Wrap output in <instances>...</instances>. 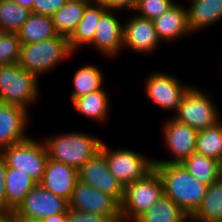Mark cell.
<instances>
[{
	"label": "cell",
	"instance_id": "1",
	"mask_svg": "<svg viewBox=\"0 0 222 222\" xmlns=\"http://www.w3.org/2000/svg\"><path fill=\"white\" fill-rule=\"evenodd\" d=\"M154 168L162 179L164 196L191 217L201 205L208 185L192 176L182 163H154Z\"/></svg>",
	"mask_w": 222,
	"mask_h": 222
},
{
	"label": "cell",
	"instance_id": "3",
	"mask_svg": "<svg viewBox=\"0 0 222 222\" xmlns=\"http://www.w3.org/2000/svg\"><path fill=\"white\" fill-rule=\"evenodd\" d=\"M68 38L56 35L53 38L32 44H21L18 64L29 73L46 75L62 61L73 56Z\"/></svg>",
	"mask_w": 222,
	"mask_h": 222
},
{
	"label": "cell",
	"instance_id": "36",
	"mask_svg": "<svg viewBox=\"0 0 222 222\" xmlns=\"http://www.w3.org/2000/svg\"><path fill=\"white\" fill-rule=\"evenodd\" d=\"M6 172L7 164L0 154V214H7V198H6Z\"/></svg>",
	"mask_w": 222,
	"mask_h": 222
},
{
	"label": "cell",
	"instance_id": "18",
	"mask_svg": "<svg viewBox=\"0 0 222 222\" xmlns=\"http://www.w3.org/2000/svg\"><path fill=\"white\" fill-rule=\"evenodd\" d=\"M161 43H172L192 34L187 19V9L176 2L166 13L153 20Z\"/></svg>",
	"mask_w": 222,
	"mask_h": 222
},
{
	"label": "cell",
	"instance_id": "22",
	"mask_svg": "<svg viewBox=\"0 0 222 222\" xmlns=\"http://www.w3.org/2000/svg\"><path fill=\"white\" fill-rule=\"evenodd\" d=\"M38 183L29 175L23 173L19 169L7 167L6 172V198H7V214L16 211L17 208L23 203L25 196L37 185Z\"/></svg>",
	"mask_w": 222,
	"mask_h": 222
},
{
	"label": "cell",
	"instance_id": "6",
	"mask_svg": "<svg viewBox=\"0 0 222 222\" xmlns=\"http://www.w3.org/2000/svg\"><path fill=\"white\" fill-rule=\"evenodd\" d=\"M199 88L192 84L182 97L178 111L172 115L177 121L196 131L204 130L222 120L215 100Z\"/></svg>",
	"mask_w": 222,
	"mask_h": 222
},
{
	"label": "cell",
	"instance_id": "11",
	"mask_svg": "<svg viewBox=\"0 0 222 222\" xmlns=\"http://www.w3.org/2000/svg\"><path fill=\"white\" fill-rule=\"evenodd\" d=\"M69 209L99 213L112 217L116 222H122L120 204L113 197L80 180L76 182L72 198L69 201Z\"/></svg>",
	"mask_w": 222,
	"mask_h": 222
},
{
	"label": "cell",
	"instance_id": "25",
	"mask_svg": "<svg viewBox=\"0 0 222 222\" xmlns=\"http://www.w3.org/2000/svg\"><path fill=\"white\" fill-rule=\"evenodd\" d=\"M21 44H32L57 35L52 17L31 13L18 32Z\"/></svg>",
	"mask_w": 222,
	"mask_h": 222
},
{
	"label": "cell",
	"instance_id": "19",
	"mask_svg": "<svg viewBox=\"0 0 222 222\" xmlns=\"http://www.w3.org/2000/svg\"><path fill=\"white\" fill-rule=\"evenodd\" d=\"M188 6L187 19L192 35L222 21V0H190Z\"/></svg>",
	"mask_w": 222,
	"mask_h": 222
},
{
	"label": "cell",
	"instance_id": "31",
	"mask_svg": "<svg viewBox=\"0 0 222 222\" xmlns=\"http://www.w3.org/2000/svg\"><path fill=\"white\" fill-rule=\"evenodd\" d=\"M21 40L18 33L0 32V66L18 63Z\"/></svg>",
	"mask_w": 222,
	"mask_h": 222
},
{
	"label": "cell",
	"instance_id": "8",
	"mask_svg": "<svg viewBox=\"0 0 222 222\" xmlns=\"http://www.w3.org/2000/svg\"><path fill=\"white\" fill-rule=\"evenodd\" d=\"M0 154L5 159L8 168L29 173L37 183L42 180L49 159L43 140L37 141L29 137L20 143L12 144Z\"/></svg>",
	"mask_w": 222,
	"mask_h": 222
},
{
	"label": "cell",
	"instance_id": "5",
	"mask_svg": "<svg viewBox=\"0 0 222 222\" xmlns=\"http://www.w3.org/2000/svg\"><path fill=\"white\" fill-rule=\"evenodd\" d=\"M164 195L162 179L155 168L142 179L124 187L120 204L122 222H134L142 213L150 209Z\"/></svg>",
	"mask_w": 222,
	"mask_h": 222
},
{
	"label": "cell",
	"instance_id": "14",
	"mask_svg": "<svg viewBox=\"0 0 222 222\" xmlns=\"http://www.w3.org/2000/svg\"><path fill=\"white\" fill-rule=\"evenodd\" d=\"M69 202L37 184L15 211L21 217L41 221L50 215L66 213Z\"/></svg>",
	"mask_w": 222,
	"mask_h": 222
},
{
	"label": "cell",
	"instance_id": "21",
	"mask_svg": "<svg viewBox=\"0 0 222 222\" xmlns=\"http://www.w3.org/2000/svg\"><path fill=\"white\" fill-rule=\"evenodd\" d=\"M110 97L106 88L78 97L72 101L77 113L97 123L106 122L111 111Z\"/></svg>",
	"mask_w": 222,
	"mask_h": 222
},
{
	"label": "cell",
	"instance_id": "42",
	"mask_svg": "<svg viewBox=\"0 0 222 222\" xmlns=\"http://www.w3.org/2000/svg\"><path fill=\"white\" fill-rule=\"evenodd\" d=\"M221 57H222V56H221ZM221 59H222V58H221ZM220 65H221V67H219V68H221L220 71L222 72V61H221ZM221 75H222V74H221Z\"/></svg>",
	"mask_w": 222,
	"mask_h": 222
},
{
	"label": "cell",
	"instance_id": "28",
	"mask_svg": "<svg viewBox=\"0 0 222 222\" xmlns=\"http://www.w3.org/2000/svg\"><path fill=\"white\" fill-rule=\"evenodd\" d=\"M190 217L170 198L164 195L134 222H185Z\"/></svg>",
	"mask_w": 222,
	"mask_h": 222
},
{
	"label": "cell",
	"instance_id": "7",
	"mask_svg": "<svg viewBox=\"0 0 222 222\" xmlns=\"http://www.w3.org/2000/svg\"><path fill=\"white\" fill-rule=\"evenodd\" d=\"M107 145L103 142L100 150L104 153L109 171L123 187L142 179L154 168V158L127 148L114 150Z\"/></svg>",
	"mask_w": 222,
	"mask_h": 222
},
{
	"label": "cell",
	"instance_id": "24",
	"mask_svg": "<svg viewBox=\"0 0 222 222\" xmlns=\"http://www.w3.org/2000/svg\"><path fill=\"white\" fill-rule=\"evenodd\" d=\"M190 218L195 222H222V176L207 187L201 205Z\"/></svg>",
	"mask_w": 222,
	"mask_h": 222
},
{
	"label": "cell",
	"instance_id": "12",
	"mask_svg": "<svg viewBox=\"0 0 222 222\" xmlns=\"http://www.w3.org/2000/svg\"><path fill=\"white\" fill-rule=\"evenodd\" d=\"M116 12L117 10L108 9L101 16L95 28L93 42L88 46L94 47L104 58H116L124 50V22L118 18Z\"/></svg>",
	"mask_w": 222,
	"mask_h": 222
},
{
	"label": "cell",
	"instance_id": "26",
	"mask_svg": "<svg viewBox=\"0 0 222 222\" xmlns=\"http://www.w3.org/2000/svg\"><path fill=\"white\" fill-rule=\"evenodd\" d=\"M104 73L96 65H87L79 68L73 77L71 101L86 94L101 90L104 85Z\"/></svg>",
	"mask_w": 222,
	"mask_h": 222
},
{
	"label": "cell",
	"instance_id": "35",
	"mask_svg": "<svg viewBox=\"0 0 222 222\" xmlns=\"http://www.w3.org/2000/svg\"><path fill=\"white\" fill-rule=\"evenodd\" d=\"M94 4H103L107 9L133 13L137 0H89Z\"/></svg>",
	"mask_w": 222,
	"mask_h": 222
},
{
	"label": "cell",
	"instance_id": "40",
	"mask_svg": "<svg viewBox=\"0 0 222 222\" xmlns=\"http://www.w3.org/2000/svg\"><path fill=\"white\" fill-rule=\"evenodd\" d=\"M0 222H14L9 214H0Z\"/></svg>",
	"mask_w": 222,
	"mask_h": 222
},
{
	"label": "cell",
	"instance_id": "33",
	"mask_svg": "<svg viewBox=\"0 0 222 222\" xmlns=\"http://www.w3.org/2000/svg\"><path fill=\"white\" fill-rule=\"evenodd\" d=\"M68 222H116L112 217L99 213L81 212L68 209Z\"/></svg>",
	"mask_w": 222,
	"mask_h": 222
},
{
	"label": "cell",
	"instance_id": "13",
	"mask_svg": "<svg viewBox=\"0 0 222 222\" xmlns=\"http://www.w3.org/2000/svg\"><path fill=\"white\" fill-rule=\"evenodd\" d=\"M78 177L81 182L99 189L121 204L124 187L109 171L106 158L101 150L78 170Z\"/></svg>",
	"mask_w": 222,
	"mask_h": 222
},
{
	"label": "cell",
	"instance_id": "23",
	"mask_svg": "<svg viewBox=\"0 0 222 222\" xmlns=\"http://www.w3.org/2000/svg\"><path fill=\"white\" fill-rule=\"evenodd\" d=\"M89 3V0H68L65 5L57 10L52 16L57 35L69 38L75 31Z\"/></svg>",
	"mask_w": 222,
	"mask_h": 222
},
{
	"label": "cell",
	"instance_id": "2",
	"mask_svg": "<svg viewBox=\"0 0 222 222\" xmlns=\"http://www.w3.org/2000/svg\"><path fill=\"white\" fill-rule=\"evenodd\" d=\"M49 159L79 170L100 151L104 142L98 137L82 132H67L42 139Z\"/></svg>",
	"mask_w": 222,
	"mask_h": 222
},
{
	"label": "cell",
	"instance_id": "15",
	"mask_svg": "<svg viewBox=\"0 0 222 222\" xmlns=\"http://www.w3.org/2000/svg\"><path fill=\"white\" fill-rule=\"evenodd\" d=\"M132 15L124 22L123 49L142 55L155 53L162 43L153 21L136 14Z\"/></svg>",
	"mask_w": 222,
	"mask_h": 222
},
{
	"label": "cell",
	"instance_id": "10",
	"mask_svg": "<svg viewBox=\"0 0 222 222\" xmlns=\"http://www.w3.org/2000/svg\"><path fill=\"white\" fill-rule=\"evenodd\" d=\"M162 125V141L171 159H153L154 163H182L196 150L198 131L170 116Z\"/></svg>",
	"mask_w": 222,
	"mask_h": 222
},
{
	"label": "cell",
	"instance_id": "30",
	"mask_svg": "<svg viewBox=\"0 0 222 222\" xmlns=\"http://www.w3.org/2000/svg\"><path fill=\"white\" fill-rule=\"evenodd\" d=\"M31 13L13 0H0V32L18 33Z\"/></svg>",
	"mask_w": 222,
	"mask_h": 222
},
{
	"label": "cell",
	"instance_id": "39",
	"mask_svg": "<svg viewBox=\"0 0 222 222\" xmlns=\"http://www.w3.org/2000/svg\"><path fill=\"white\" fill-rule=\"evenodd\" d=\"M15 3L20 4L24 7L29 8L33 12V2L34 0H13Z\"/></svg>",
	"mask_w": 222,
	"mask_h": 222
},
{
	"label": "cell",
	"instance_id": "17",
	"mask_svg": "<svg viewBox=\"0 0 222 222\" xmlns=\"http://www.w3.org/2000/svg\"><path fill=\"white\" fill-rule=\"evenodd\" d=\"M78 180L77 169L48 159L43 178L38 184L69 202Z\"/></svg>",
	"mask_w": 222,
	"mask_h": 222
},
{
	"label": "cell",
	"instance_id": "4",
	"mask_svg": "<svg viewBox=\"0 0 222 222\" xmlns=\"http://www.w3.org/2000/svg\"><path fill=\"white\" fill-rule=\"evenodd\" d=\"M39 78L18 63L0 66V102L15 104L30 110L40 98Z\"/></svg>",
	"mask_w": 222,
	"mask_h": 222
},
{
	"label": "cell",
	"instance_id": "20",
	"mask_svg": "<svg viewBox=\"0 0 222 222\" xmlns=\"http://www.w3.org/2000/svg\"><path fill=\"white\" fill-rule=\"evenodd\" d=\"M108 9L103 4L89 3L83 13V17L75 28L73 34L68 38L71 51L75 54L82 47H88L95 35L96 25L101 16Z\"/></svg>",
	"mask_w": 222,
	"mask_h": 222
},
{
	"label": "cell",
	"instance_id": "38",
	"mask_svg": "<svg viewBox=\"0 0 222 222\" xmlns=\"http://www.w3.org/2000/svg\"><path fill=\"white\" fill-rule=\"evenodd\" d=\"M9 215L13 218L14 222H41L35 219H27L18 215L15 211L9 213Z\"/></svg>",
	"mask_w": 222,
	"mask_h": 222
},
{
	"label": "cell",
	"instance_id": "16",
	"mask_svg": "<svg viewBox=\"0 0 222 222\" xmlns=\"http://www.w3.org/2000/svg\"><path fill=\"white\" fill-rule=\"evenodd\" d=\"M22 106L0 102V153L15 143L27 140L31 114Z\"/></svg>",
	"mask_w": 222,
	"mask_h": 222
},
{
	"label": "cell",
	"instance_id": "29",
	"mask_svg": "<svg viewBox=\"0 0 222 222\" xmlns=\"http://www.w3.org/2000/svg\"><path fill=\"white\" fill-rule=\"evenodd\" d=\"M195 152L222 163V120L198 131Z\"/></svg>",
	"mask_w": 222,
	"mask_h": 222
},
{
	"label": "cell",
	"instance_id": "9",
	"mask_svg": "<svg viewBox=\"0 0 222 222\" xmlns=\"http://www.w3.org/2000/svg\"><path fill=\"white\" fill-rule=\"evenodd\" d=\"M144 94L154 105L163 111L176 113L180 107L182 97L192 86L180 82L173 74L153 71L144 82Z\"/></svg>",
	"mask_w": 222,
	"mask_h": 222
},
{
	"label": "cell",
	"instance_id": "27",
	"mask_svg": "<svg viewBox=\"0 0 222 222\" xmlns=\"http://www.w3.org/2000/svg\"><path fill=\"white\" fill-rule=\"evenodd\" d=\"M182 165L198 181L208 186L222 176L220 162L196 152L187 157Z\"/></svg>",
	"mask_w": 222,
	"mask_h": 222
},
{
	"label": "cell",
	"instance_id": "34",
	"mask_svg": "<svg viewBox=\"0 0 222 222\" xmlns=\"http://www.w3.org/2000/svg\"><path fill=\"white\" fill-rule=\"evenodd\" d=\"M68 0H34L33 13L52 17Z\"/></svg>",
	"mask_w": 222,
	"mask_h": 222
},
{
	"label": "cell",
	"instance_id": "37",
	"mask_svg": "<svg viewBox=\"0 0 222 222\" xmlns=\"http://www.w3.org/2000/svg\"><path fill=\"white\" fill-rule=\"evenodd\" d=\"M41 222H68V211L66 213L50 215L49 217L43 218Z\"/></svg>",
	"mask_w": 222,
	"mask_h": 222
},
{
	"label": "cell",
	"instance_id": "41",
	"mask_svg": "<svg viewBox=\"0 0 222 222\" xmlns=\"http://www.w3.org/2000/svg\"><path fill=\"white\" fill-rule=\"evenodd\" d=\"M185 222H195V221H193L191 218H189L187 221H185Z\"/></svg>",
	"mask_w": 222,
	"mask_h": 222
},
{
	"label": "cell",
	"instance_id": "32",
	"mask_svg": "<svg viewBox=\"0 0 222 222\" xmlns=\"http://www.w3.org/2000/svg\"><path fill=\"white\" fill-rule=\"evenodd\" d=\"M176 3V0H137L133 11L137 16L153 21L166 13Z\"/></svg>",
	"mask_w": 222,
	"mask_h": 222
}]
</instances>
